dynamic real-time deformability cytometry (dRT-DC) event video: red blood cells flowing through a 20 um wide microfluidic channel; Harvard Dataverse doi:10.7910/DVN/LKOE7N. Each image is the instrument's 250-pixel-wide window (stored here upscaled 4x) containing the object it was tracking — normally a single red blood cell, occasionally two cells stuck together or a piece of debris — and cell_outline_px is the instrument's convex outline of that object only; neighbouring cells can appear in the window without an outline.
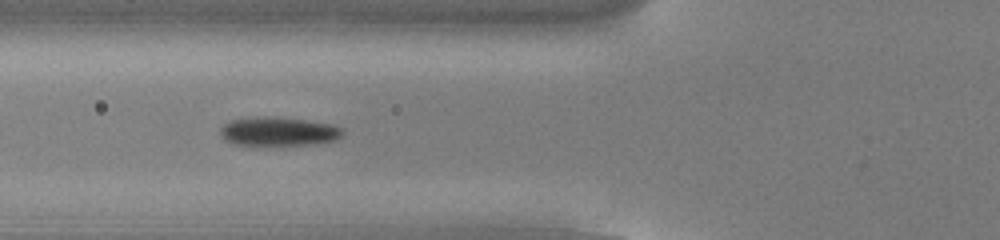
{"species": "common noctule bat (a hibernating species)", "species_latin": "Nyctalus noctula", "temperature_condition": "cold", "stored_images_in_passage": 12, "camera_frame_rate_fps": 3000, "um_per_image_px": 0.085, "animal": {"sex": "male", "body_mass_g": 13.0, "forearm_length_mm": 53.1}, "frame": {"image": 1, "passage_image": 6, "time_ms": 1.667, "image_size_px": [1000, 240], "cell_outline_px": [[344, 132], [336, 140], [312, 144], [256, 148], [232, 144], [224, 140], [220, 136], [220, 128], [228, 120], [256, 116], [264, 116], [304, 120], [332, 124], [344, 128]], "centroid_in_image_um": [23.58, 11.22], "position_along_channel_um": 102.2, "area_um2": 21.62}}
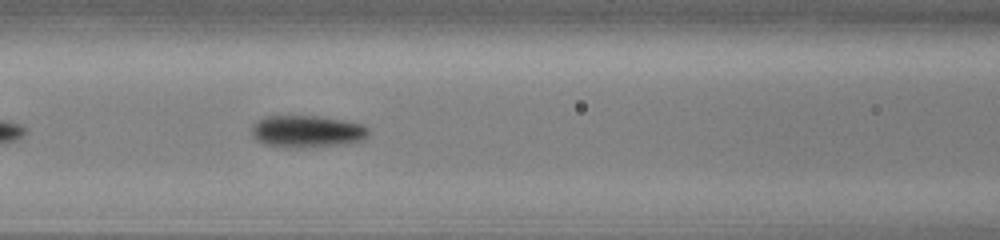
{"frame": {"image": 2, "passage_image": 9, "time_ms": 2.667, "image_size_px": [1000, 240], "cell_outline_px": [[368, 136], [364, 140], [344, 144], [296, 148], [288, 148], [264, 144], [252, 136], [252, 124], [264, 116], [316, 116], [344, 120], [364, 124], [368, 128]], "centroid_in_image_um": [26.1, 11.17], "position_along_channel_um": 140.5, "area_um2": 22.02}}